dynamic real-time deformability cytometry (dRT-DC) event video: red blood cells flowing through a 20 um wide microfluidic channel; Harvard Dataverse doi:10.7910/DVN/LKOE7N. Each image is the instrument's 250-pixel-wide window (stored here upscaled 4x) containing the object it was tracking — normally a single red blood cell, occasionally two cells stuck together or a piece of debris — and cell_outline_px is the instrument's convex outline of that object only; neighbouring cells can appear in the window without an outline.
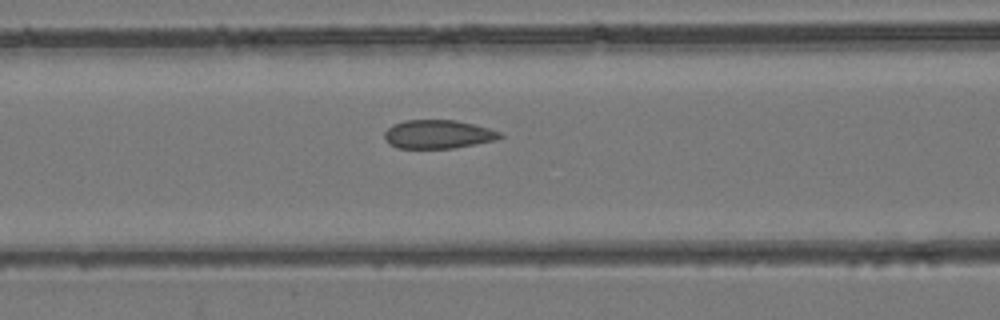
{"species": "common noctule bat (a hibernating species)", "species_latin": "Nyctalus noctula", "temperature_condition": "room temperature", "stored_images_in_passage": 33, "camera_frame_rate_fps": 3000, "um_per_image_px": 0.085, "animal": {"sex": "female", "body_mass_g": 24.6, "forearm_length_mm": 56.2}, "frame": {"image": 1, "passage_image": 13, "time_ms": 4.0, "image_size_px": [1000, 320], "cell_outline_px": [[504, 136], [496, 140], [476, 144], [452, 148], [396, 148], [388, 144], [384, 140], [384, 132], [392, 124], [404, 120], [456, 120], [488, 128], [500, 132]], "centroid_in_image_um": [37.19, 11.41], "position_along_channel_um": 129.4, "area_um2": 19.36}}
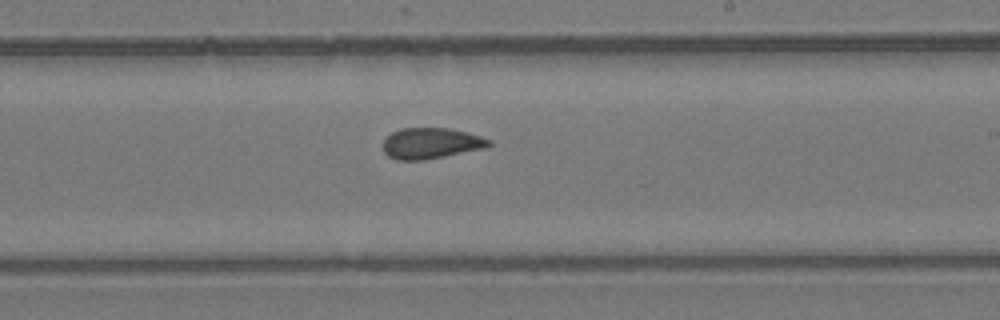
{"frame": {"image": 2, "passage_image": 21, "time_ms": 6.667, "image_size_px": [1000, 320], "cell_outline_px": [[492, 144], [488, 148], [424, 160], [396, 160], [388, 156], [384, 152], [384, 140], [392, 132], [400, 128], [448, 128], [468, 132], [492, 140]], "centroid_in_image_um": [36.68, 12.18], "position_along_channel_um": 252.3, "area_um2": 19.25}}
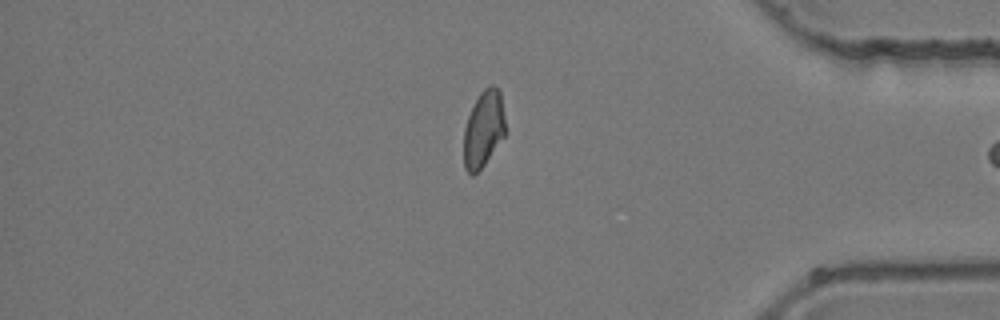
{"frame": {"image": 3, "passage_image": 32, "time_ms": 10.333, "image_size_px": [1000, 320], "cell_outline_px": [[508, 132], [484, 164], [472, 176], [464, 168], [464, 128], [468, 116], [480, 92], [484, 88], [492, 84], [500, 88]], "centroid_in_image_um": [41.15, 10.93], "position_along_channel_um": 394.1, "area_um2": 18.9}}